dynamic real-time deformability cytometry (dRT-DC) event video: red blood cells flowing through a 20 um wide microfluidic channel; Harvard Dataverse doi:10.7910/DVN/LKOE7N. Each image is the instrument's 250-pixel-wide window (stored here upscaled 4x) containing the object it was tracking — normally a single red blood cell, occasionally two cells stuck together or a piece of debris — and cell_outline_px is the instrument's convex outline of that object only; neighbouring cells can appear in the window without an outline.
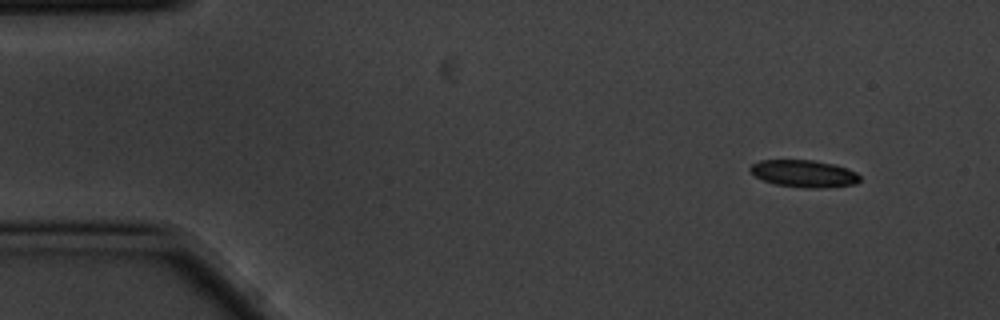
{"species": "common noctule bat (a hibernating species)", "species_latin": "Nyctalus noctula", "temperature_condition": "cold", "stored_images_in_passage": 4, "camera_frame_rate_fps": 3000, "um_per_image_px": 0.085, "animal": {"sex": "male", "body_mass_g": 20.1, "forearm_length_mm": 53.5}, "frame": {"image": 1, "passage_image": 1, "time_ms": 0.0, "image_size_px": [1000, 320], "cell_outline_px": [[860, 180], [856, 184], [824, 188], [804, 188], [776, 184], [764, 180], [756, 176], [748, 168], [752, 164], [760, 160], [812, 160], [836, 164], [856, 172], [860, 176]], "centroid_in_image_um": [68.37, 14.75], "position_along_channel_um": 16.6, "area_um2": 17.4}}
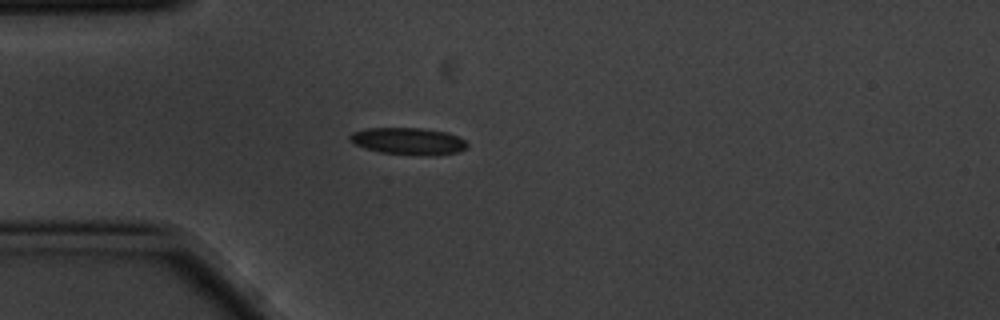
{"frame": {"image": 2, "passage_image": 4, "time_ms": 1.0, "image_size_px": [1000, 320], "cell_outline_px": [[468, 148], [456, 152], [436, 156], [380, 152], [364, 148], [348, 140], [348, 136], [352, 132], [368, 128], [424, 128], [448, 132], [464, 140], [468, 144]], "centroid_in_image_um": [34.72, 11.99], "position_along_channel_um": 50.3, "area_um2": 18.5}}